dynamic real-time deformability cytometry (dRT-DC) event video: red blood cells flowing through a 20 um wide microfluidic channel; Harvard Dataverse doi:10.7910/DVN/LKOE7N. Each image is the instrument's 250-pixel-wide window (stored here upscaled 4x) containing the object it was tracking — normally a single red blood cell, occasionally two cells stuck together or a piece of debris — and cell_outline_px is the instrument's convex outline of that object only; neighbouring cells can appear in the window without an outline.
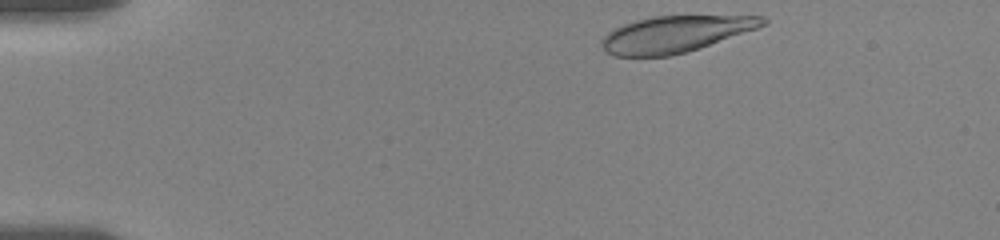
{"species": "human", "species_latin": "Homo sapiens", "temperature_condition": "room temperature", "stored_images_in_passage": 32, "camera_frame_rate_fps": 3000, "um_per_image_px": 0.085, "donor": {"sex": "female"}, "frame": {"image": 1, "passage_image": 1, "time_ms": 0.0, "image_size_px": [1000, 240], "cell_outline_px": [[768, 24], [700, 48], [668, 56], [612, 56], [604, 52], [600, 44], [600, 40], [608, 32], [624, 24], [636, 20], [652, 16], [764, 16], [768, 20]], "centroid_in_image_um": [57.36, 2.9], "position_along_channel_um": 27.6, "area_um2": 34.1}}
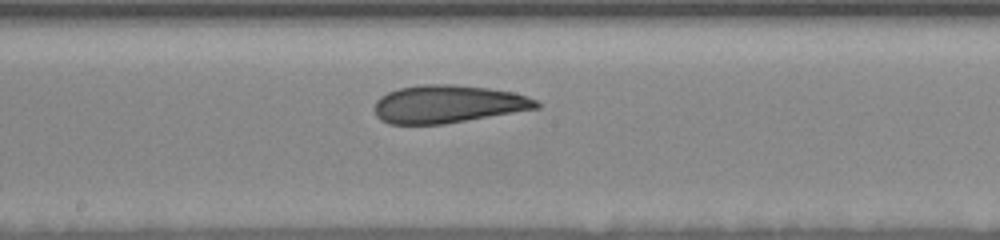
{"frame": {"image": 2, "passage_image": 17, "time_ms": 7.333, "image_size_px": [1000, 240], "cell_outline_px": [[540, 108], [444, 124], [392, 124], [376, 116], [376, 100], [380, 96], [388, 92], [400, 88], [420, 84], [452, 84], [488, 88], [512, 92], [528, 96], [536, 100], [540, 104]], "centroid_in_image_um": [38.1, 8.84], "position_along_channel_um": 210.1, "area_um2": 35.55}}
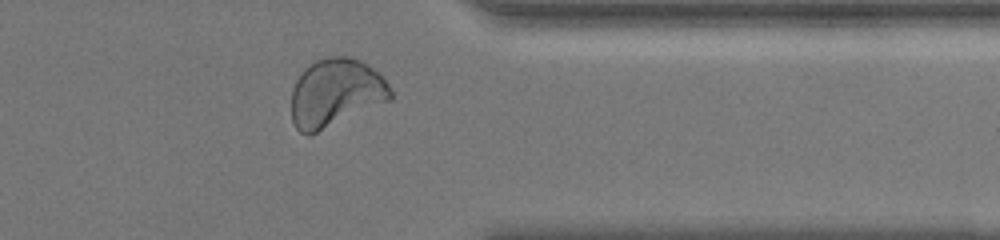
{"frame": {"image": 3, "passage_image": 28, "time_ms": 12.333, "image_size_px": [1000, 240], "cell_outline_px": [[392, 100], [308, 136], [300, 132], [296, 128], [292, 120], [292, 88], [296, 80], [304, 68], [316, 60], [332, 56], [348, 56], [360, 60], [368, 64], [380, 72], [384, 76], [392, 92]], "centroid_in_image_um": [28.56, 7.88], "position_along_channel_um": 382.8, "area_um2": 39.77}, "authors_computed_cell_mechanics": {"area_um2": 36.0383, "velocity_mm_per_s": 3.5596, "shape_relaxation_time_tau1_ms": null, "shape_relaxation_time_tau2_ms": 1.541, "deformation_change_tau1": null, "deformation_change_tau2": 0.0737}}